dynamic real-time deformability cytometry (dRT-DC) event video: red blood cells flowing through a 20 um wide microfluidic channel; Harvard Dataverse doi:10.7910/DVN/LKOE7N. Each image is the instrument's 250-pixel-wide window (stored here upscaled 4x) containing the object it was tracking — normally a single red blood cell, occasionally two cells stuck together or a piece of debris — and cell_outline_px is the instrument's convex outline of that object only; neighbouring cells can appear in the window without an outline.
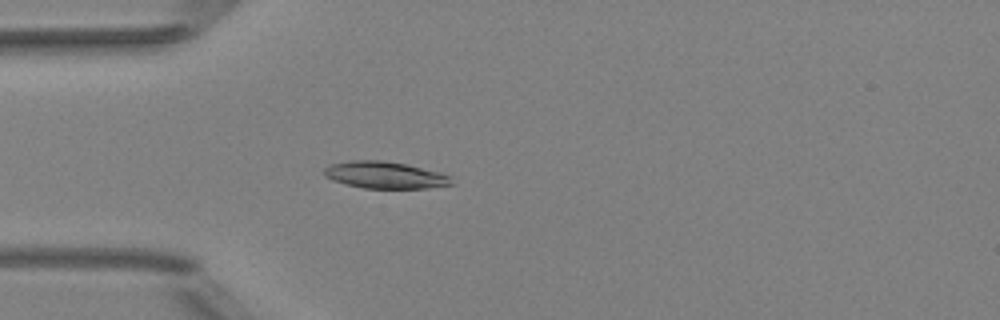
{"species": "Egyptian fruit bat (a non-hibernating species)", "species_latin": "Rousettus aegyptiacus", "temperature_condition": "room temperature", "stored_images_in_passage": 50, "camera_frame_rate_fps": 3000, "um_per_image_px": 0.085, "animal": {"sex": "female"}, "frame": {"image": 1, "passage_image": 14, "time_ms": 4.333, "image_size_px": [1000, 320], "cell_outline_px": [[452, 184], [428, 188], [364, 188], [332, 180], [324, 176], [324, 168], [328, 164], [352, 160], [380, 160], [408, 164], [440, 172], [452, 176]], "centroid_in_image_um": [32.72, 14.86], "position_along_channel_um": 52.3, "area_um2": 20.06}}
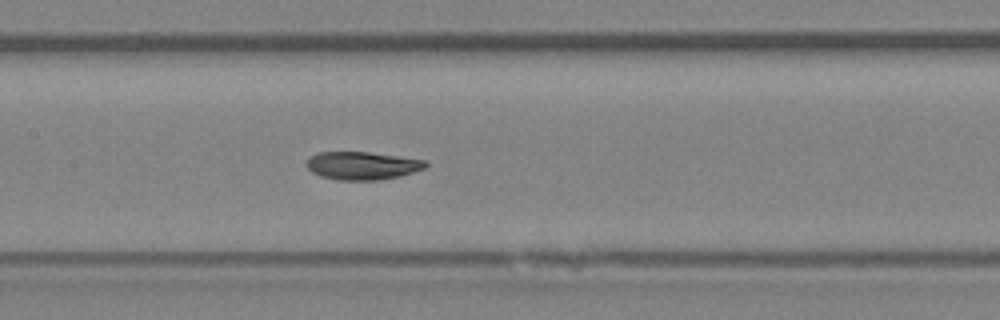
{"frame": {"image": 2, "passage_image": 24, "time_ms": 7.667, "image_size_px": [1000, 320], "cell_outline_px": [[428, 164], [424, 168], [400, 176], [380, 180], [336, 180], [320, 176], [312, 172], [304, 164], [308, 156], [316, 152], [368, 152], [428, 160]], "centroid_in_image_um": [30.75, 14.07], "position_along_channel_um": 176.7, "area_um2": 19.65}}
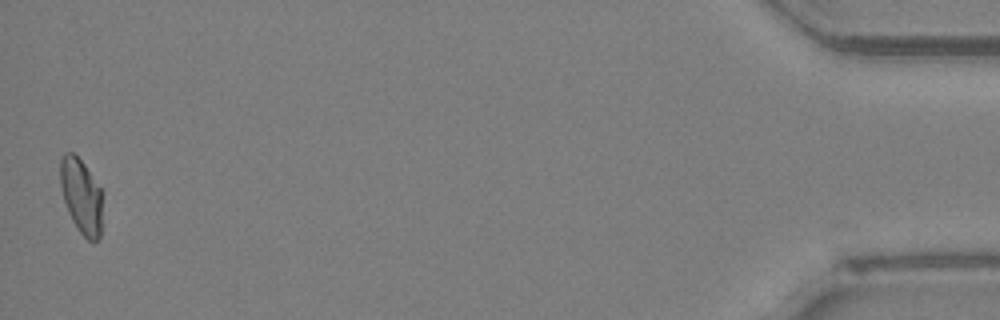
{"frame": {"image": 3, "passage_image": 50, "time_ms": 16.333, "image_size_px": [1000, 320], "cell_outline_px": [[104, 192], [100, 236], [96, 240], [88, 240], [80, 232], [72, 220], [68, 212], [64, 200], [60, 184], [60, 160], [64, 152], [72, 152], [84, 164]], "centroid_in_image_um": [6.94, 16.65], "position_along_channel_um": 428.3, "area_um2": 18.67}, "authors_computed_cell_mechanics": {"area_um2": 19.5364, "velocity_mm_per_s": 3.9977, "shape_relaxation_time_tau1_ms": 3.4628, "shape_relaxation_time_tau2_ms": 2.233, "deformation_change_tau1": 0.1318, "deformation_change_tau2": 0.0525}}